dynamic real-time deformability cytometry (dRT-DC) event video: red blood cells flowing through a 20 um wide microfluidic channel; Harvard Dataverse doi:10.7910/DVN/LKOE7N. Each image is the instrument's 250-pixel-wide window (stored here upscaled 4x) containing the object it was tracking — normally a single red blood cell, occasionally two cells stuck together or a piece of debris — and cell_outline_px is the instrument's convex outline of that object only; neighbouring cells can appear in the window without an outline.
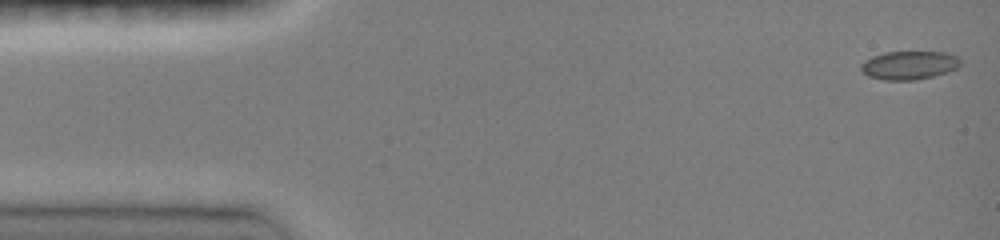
{"species": "common noctule bat (a hibernating species)", "species_latin": "Nyctalus noctula", "temperature_condition": "room temperature", "stored_images_in_passage": 36, "camera_frame_rate_fps": 3000, "um_per_image_px": 0.085, "animal": {"sex": "female", "body_mass_g": 19.0, "forearm_length_mm": 51.5}, "frame": {"image": 1, "passage_image": 1, "time_ms": 0.0, "image_size_px": [1000, 240], "cell_outline_px": [[960, 64], [956, 68], [948, 72], [916, 80], [884, 80], [868, 76], [860, 68], [860, 64], [864, 60], [872, 56], [884, 52], [944, 52], [956, 56], [960, 60]], "centroid_in_image_um": [77.25, 5.54], "position_along_channel_um": 7.8, "area_um2": 16.47}}
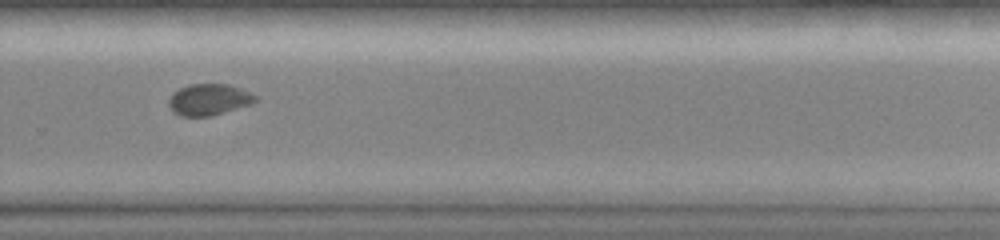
{"frame": {"image": 2, "passage_image": 20, "time_ms": 10.333, "image_size_px": [1000, 240], "cell_outline_px": [[260, 100], [252, 104], [224, 112], [208, 116], [180, 116], [172, 112], [168, 104], [168, 100], [172, 92], [188, 84], [228, 84], [240, 88], [256, 96]], "centroid_in_image_um": [17.74, 8.46], "position_along_channel_um": 312.1, "area_um2": 15.95}}
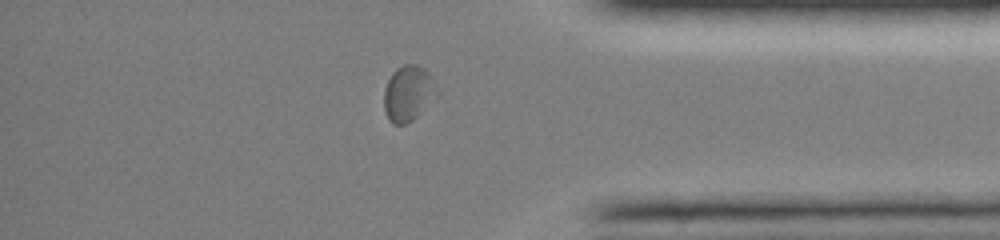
{"frame": {"image": 3, "passage_image": 26, "time_ms": 12.667, "image_size_px": [1000, 240], "cell_outline_px": [[436, 96], [412, 120], [404, 124], [392, 124], [384, 108], [384, 88], [392, 72], [396, 68], [404, 64], [416, 64], [424, 68], [428, 72], [436, 88]], "centroid_in_image_um": [34.67, 7.91], "position_along_channel_um": 400.5, "area_um2": 16.76}, "authors_computed_cell_mechanics": {"area_um2": 16.473, "velocity_mm_per_s": 4.085, "shape_relaxation_time_tau1_ms": 7.1839, "shape_relaxation_time_tau2_ms": null, "deformation_change_tau1": 0.1113, "deformation_change_tau2": null}}